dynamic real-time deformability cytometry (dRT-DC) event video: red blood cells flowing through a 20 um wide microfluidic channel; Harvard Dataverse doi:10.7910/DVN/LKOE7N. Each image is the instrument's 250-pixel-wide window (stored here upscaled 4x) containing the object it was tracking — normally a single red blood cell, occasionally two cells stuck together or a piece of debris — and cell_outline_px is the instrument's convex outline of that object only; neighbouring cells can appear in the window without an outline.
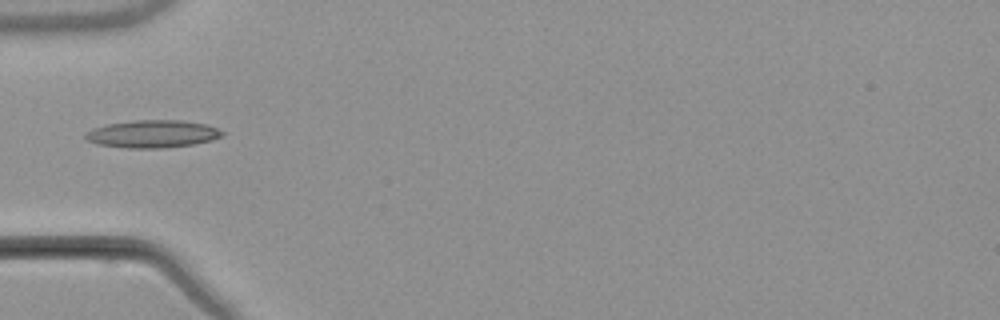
{"species": "common noctule bat (a hibernating species)", "species_latin": "Nyctalus noctula", "temperature_condition": "warm", "stored_images_in_passage": 6, "camera_frame_rate_fps": 3000, "um_per_image_px": 0.085, "animal": {"sex": "male", "body_mass_g": 21.5, "forearm_length_mm": 52.0}, "frame": {"image": 1, "passage_image": 6, "time_ms": 6.0, "image_size_px": [1000, 320], "cell_outline_px": [[224, 132], [220, 136], [212, 140], [192, 144], [160, 148], [128, 148], [96, 144], [88, 140], [84, 136], [84, 132], [92, 128], [104, 124], [132, 120], [180, 120], [208, 124]], "centroid_in_image_um": [12.91, 11.37], "position_along_channel_um": 72.1, "area_um2": 22.08}}